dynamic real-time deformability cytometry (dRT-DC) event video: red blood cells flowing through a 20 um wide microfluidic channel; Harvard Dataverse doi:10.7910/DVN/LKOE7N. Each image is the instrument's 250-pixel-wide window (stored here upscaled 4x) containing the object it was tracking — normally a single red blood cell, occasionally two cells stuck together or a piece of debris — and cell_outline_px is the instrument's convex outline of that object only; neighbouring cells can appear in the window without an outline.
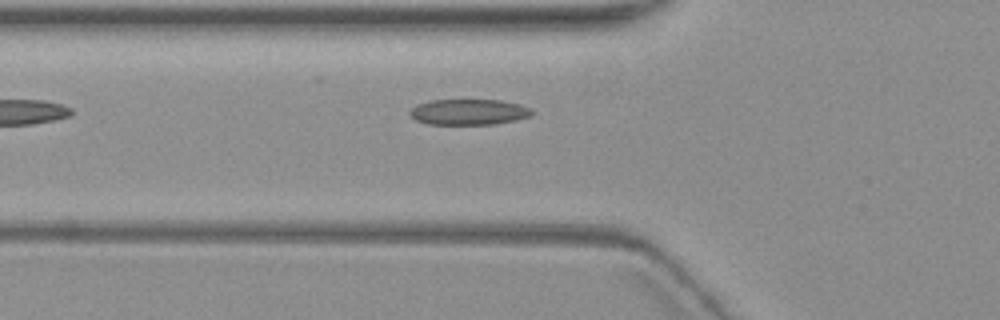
{"species": "common noctule bat (a hibernating species)", "species_latin": "Nyctalus noctula", "temperature_condition": "warm", "stored_images_in_passage": 4, "camera_frame_rate_fps": 3000, "um_per_image_px": 0.085, "animal": {"sex": "female", "body_mass_g": 19.3, "forearm_length_mm": 54.1}, "frame": {"image": 1, "passage_image": 4, "time_ms": 4.0, "image_size_px": [1000, 320], "cell_outline_px": [[532, 116], [516, 120], [496, 124], [428, 124], [416, 120], [408, 112], [416, 104], [428, 100], [500, 100], [520, 104], [532, 108]], "centroid_in_image_um": [39.86, 9.51], "position_along_channel_um": 85.9, "area_um2": 18.44}}